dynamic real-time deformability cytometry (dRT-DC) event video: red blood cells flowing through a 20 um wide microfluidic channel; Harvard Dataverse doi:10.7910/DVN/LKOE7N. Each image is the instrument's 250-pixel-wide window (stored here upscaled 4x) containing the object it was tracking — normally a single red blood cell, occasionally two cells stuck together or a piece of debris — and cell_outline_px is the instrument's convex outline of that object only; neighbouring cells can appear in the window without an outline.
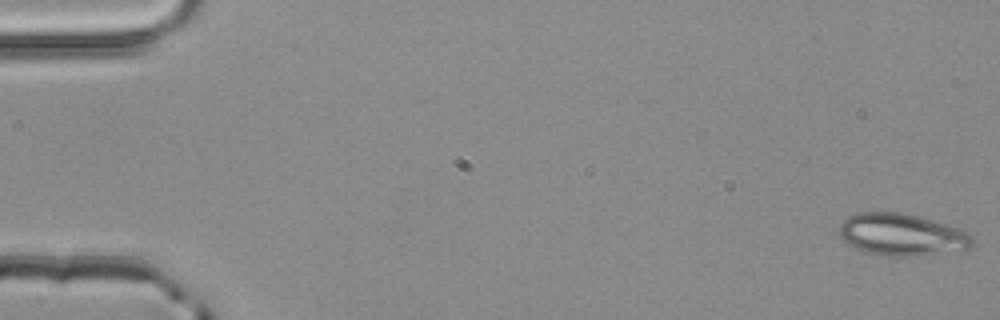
{"species": "common noctule bat (a hibernating species)", "species_latin": "Nyctalus noctula", "temperature_condition": "room temperature", "stored_images_in_passage": 4, "camera_frame_rate_fps": 3000, "um_per_image_px": 0.085, "animal": {"sex": "male", "body_mass_g": 20.4}, "frame": {"image": 1, "passage_image": 1, "time_ms": 0.0, "image_size_px": [1000, 320], "cell_outline_px": [[972, 244], [968, 248], [916, 256], [900, 256], [868, 252], [848, 244], [840, 236], [840, 224], [848, 216], [860, 212], [900, 212], [932, 220], [968, 232], [972, 240]], "centroid_in_image_um": [76.61, 19.92], "position_along_channel_um": 8.4, "area_um2": 31.73}}